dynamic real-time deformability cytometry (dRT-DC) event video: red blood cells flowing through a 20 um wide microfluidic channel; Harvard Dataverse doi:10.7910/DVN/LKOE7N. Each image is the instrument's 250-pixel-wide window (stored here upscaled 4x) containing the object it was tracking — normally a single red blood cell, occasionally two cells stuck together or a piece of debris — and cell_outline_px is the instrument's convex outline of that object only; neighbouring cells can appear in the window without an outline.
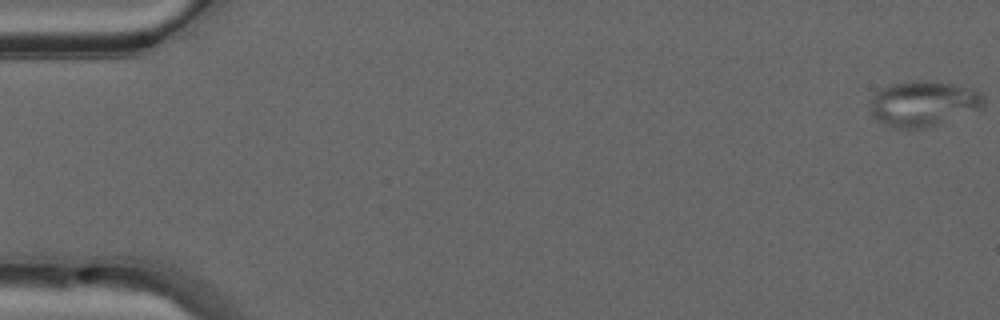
{"species": "common noctule bat (a hibernating species)", "species_latin": "Nyctalus noctula", "temperature_condition": "warm", "stored_images_in_passage": 50, "camera_frame_rate_fps": 3000, "um_per_image_px": 0.085, "animal": {"sex": "male", "forearm_length_mm": 52.5}, "frame": {"image": 1, "passage_image": 1, "time_ms": 0.0, "image_size_px": [1000, 320], "cell_outline_px": [[984, 104], [980, 108], [928, 128], [892, 128], [876, 120], [872, 116], [868, 108], [872, 96], [880, 88], [892, 84], [908, 80], [932, 80], [960, 84], [980, 92], [984, 96]], "centroid_in_image_um": [78.44, 8.78], "position_along_channel_um": 6.6, "area_um2": 30.58}}
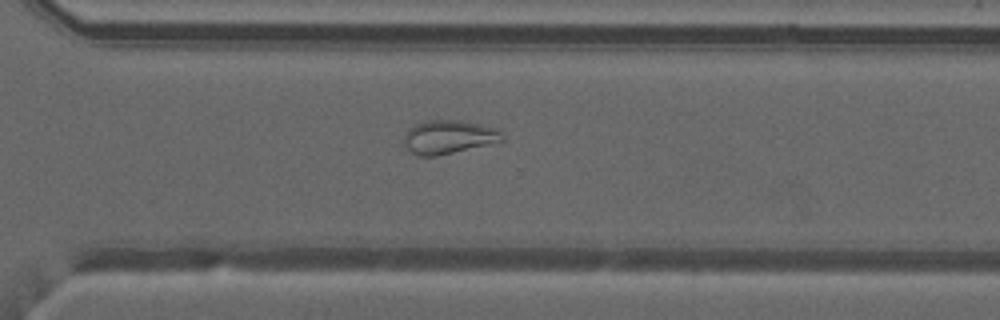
{"frame": {"image": 2, "passage_image": 36, "time_ms": 11.667, "image_size_px": [1000, 320], "cell_outline_px": [[504, 140], [488, 144], [436, 156], [420, 156], [412, 152], [408, 148], [404, 140], [408, 128], [412, 124], [424, 120], [464, 120], [500, 128], [504, 136]], "centroid_in_image_um": [38.17, 11.61], "position_along_channel_um": 332.4, "area_um2": 19.36}}
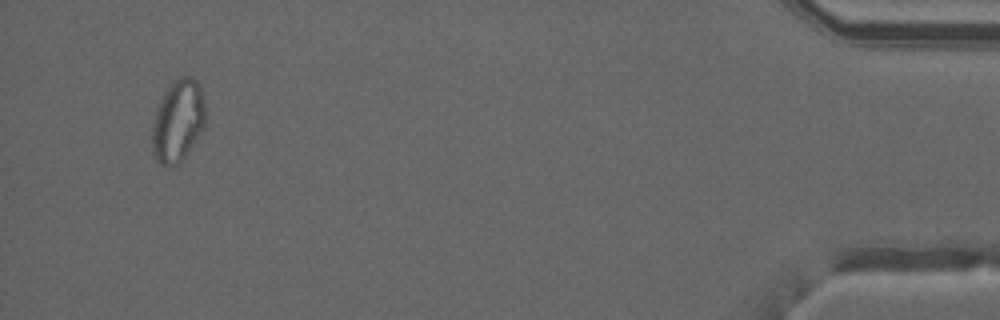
{"frame": {"image": 3, "passage_image": 48, "time_ms": 15.667, "image_size_px": [1000, 320], "cell_outline_px": [[204, 128], [184, 156], [176, 164], [160, 164], [156, 160], [152, 152], [152, 124], [156, 108], [164, 92], [172, 80], [180, 76], [192, 76], [200, 84], [204, 100]], "centroid_in_image_um": [15.11, 10.21], "position_along_channel_um": 420.1, "area_um2": 25.43}, "authors_computed_cell_mechanics": {"area_um2": 24.1026, "velocity_mm_per_s": 4.1288, "shape_relaxation_time_tau1_ms": null, "shape_relaxation_time_tau2_ms": 2.3238, "deformation_change_tau1": null, "deformation_change_tau2": 0.0864}}